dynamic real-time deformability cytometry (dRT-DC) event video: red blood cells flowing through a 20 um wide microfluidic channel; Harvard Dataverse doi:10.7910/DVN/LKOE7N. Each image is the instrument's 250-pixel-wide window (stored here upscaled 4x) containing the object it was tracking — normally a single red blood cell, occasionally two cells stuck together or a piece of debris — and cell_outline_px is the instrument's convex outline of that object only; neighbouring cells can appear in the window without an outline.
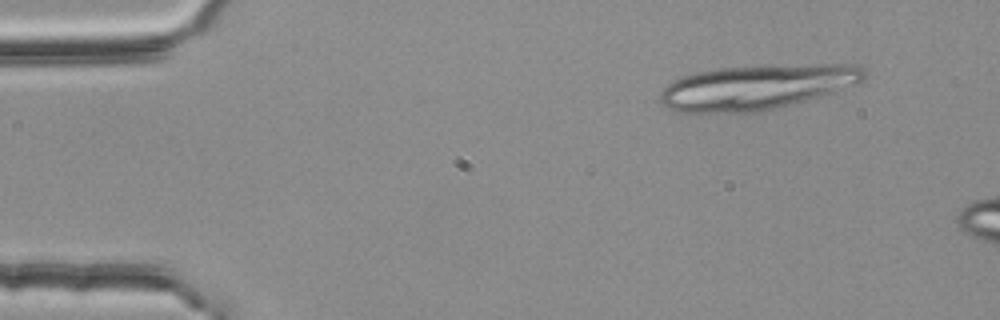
{"species": "common noctule bat (a hibernating species)", "species_latin": "Nyctalus noctula", "temperature_condition": "room temperature", "stored_images_in_passage": 4, "camera_frame_rate_fps": 3000, "um_per_image_px": 0.085, "animal": {"sex": "female", "body_mass_g": 25.1}, "frame": {"image": 1, "passage_image": 1, "time_ms": 0.0, "image_size_px": [1000, 320], "cell_outline_px": [[868, 76], [864, 80], [856, 84], [820, 96], [764, 112], [680, 112], [668, 108], [660, 100], [660, 92], [668, 84], [684, 76], [696, 72], [716, 68], [764, 64], [860, 64], [868, 72]], "centroid_in_image_um": [64.4, 7.37], "position_along_channel_um": 20.6, "area_um2": 53.93}}